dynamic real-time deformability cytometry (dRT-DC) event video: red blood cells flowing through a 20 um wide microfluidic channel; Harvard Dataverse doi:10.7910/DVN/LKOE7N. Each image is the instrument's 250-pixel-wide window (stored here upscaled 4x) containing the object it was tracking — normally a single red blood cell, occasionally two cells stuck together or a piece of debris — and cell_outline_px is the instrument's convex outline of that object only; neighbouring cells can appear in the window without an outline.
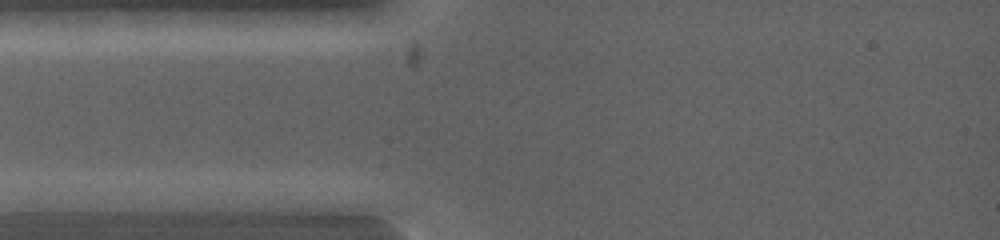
{"species": "common noctule bat (a hibernating species)", "species_latin": "Nyctalus noctula", "temperature_condition": "warm", "stored_images_in_passage": 2, "camera_frame_rate_fps": 5000, "um_per_image_px": 0.085, "animal": {"sex": "female", "body_mass_g": 19.0, "forearm_length_mm": 53.3}, "frame": {"image": 1, "passage_image": 1, "time_ms": 0.0, "image_size_px": [1000, 240], "cell_outline_px": [[116, 200], [96, 212], [16, 212], [12, 200], [80, 192], [96, 192]], "centroid_in_image_um": [5.45, 17.26], "position_along_channel_um": 79.6, "area_um2": 11.44}}